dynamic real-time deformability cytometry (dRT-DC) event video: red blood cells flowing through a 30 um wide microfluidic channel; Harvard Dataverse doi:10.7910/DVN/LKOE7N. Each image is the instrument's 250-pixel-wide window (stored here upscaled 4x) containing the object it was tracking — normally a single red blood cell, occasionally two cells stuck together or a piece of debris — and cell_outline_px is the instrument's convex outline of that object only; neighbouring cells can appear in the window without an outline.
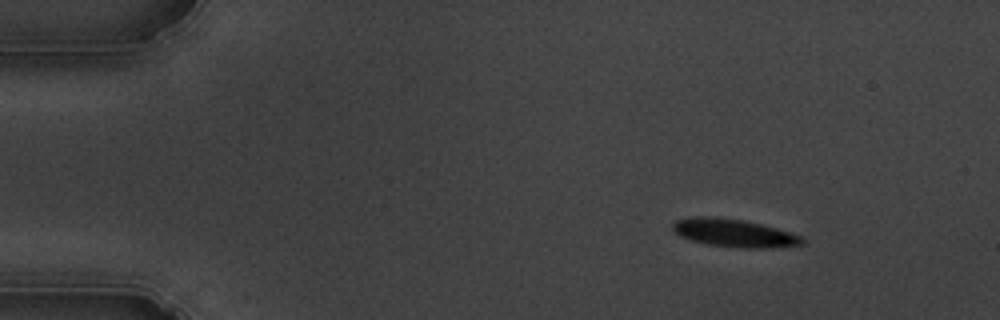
{"species": "common noctule bat (a hibernating species)", "species_latin": "Nyctalus noctula", "temperature_condition": "cold", "stored_images_in_passage": 49, "camera_frame_rate_fps": 3000, "um_per_image_px": 0.085, "animal": {"sex": "male", "body_mass_g": 19.5, "forearm_length_mm": 54.6}, "frame": {"image": 1, "passage_image": 1, "time_ms": 0.0, "image_size_px": [1000, 320], "cell_outline_px": [[804, 244], [772, 248], [744, 248], [708, 244], [692, 240], [680, 236], [672, 228], [672, 224], [676, 220], [692, 216], [716, 216], [744, 220], [792, 232], [804, 236]], "centroid_in_image_um": [62.43, 19.79], "position_along_channel_um": 22.6, "area_um2": 21.21}}
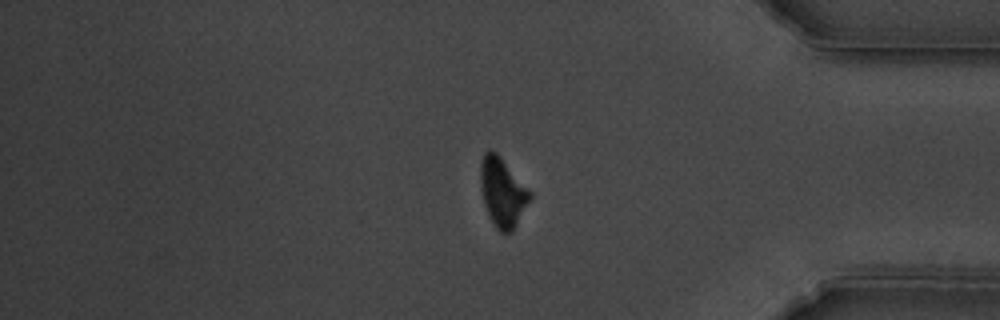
{"frame": {"image": 2, "passage_image": 40, "time_ms": 13.0, "image_size_px": [1000, 320], "cell_outline_px": [[532, 196], [512, 232], [500, 232], [496, 228], [488, 216], [484, 204], [480, 188], [480, 164], [484, 152], [488, 148], [496, 152], [500, 156], [532, 192]], "centroid_in_image_um": [42.69, 16.32], "position_along_channel_um": 392.5, "area_um2": 20.0}}
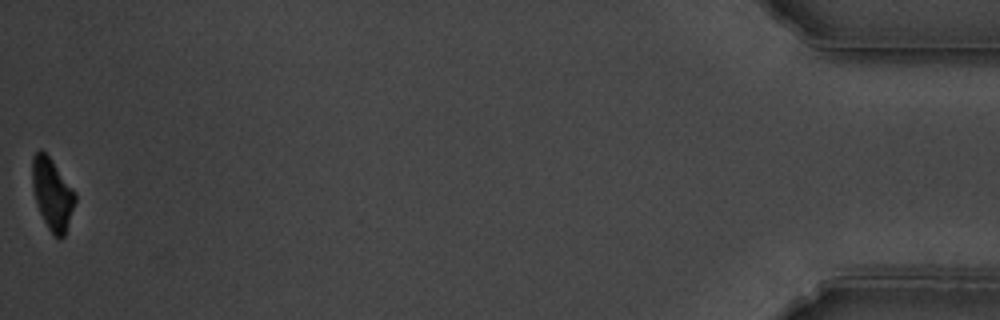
{"frame": {"image": 3, "passage_image": 49, "time_ms": 16.0, "image_size_px": [1000, 320], "cell_outline_px": [[76, 200], [64, 236], [60, 240], [48, 228], [36, 204], [32, 188], [32, 156], [40, 148], [52, 160], [76, 192]], "centroid_in_image_um": [4.43, 16.46], "position_along_channel_um": 430.8, "area_um2": 17.8}, "authors_computed_cell_mechanics": {"area_um2": 21.1548, "velocity_mm_per_s": 3.6359, "shape_relaxation_time_tau1_ms": 3.4093, "shape_relaxation_time_tau2_ms": null, "deformation_change_tau1": 0.1398, "deformation_change_tau2": null}}